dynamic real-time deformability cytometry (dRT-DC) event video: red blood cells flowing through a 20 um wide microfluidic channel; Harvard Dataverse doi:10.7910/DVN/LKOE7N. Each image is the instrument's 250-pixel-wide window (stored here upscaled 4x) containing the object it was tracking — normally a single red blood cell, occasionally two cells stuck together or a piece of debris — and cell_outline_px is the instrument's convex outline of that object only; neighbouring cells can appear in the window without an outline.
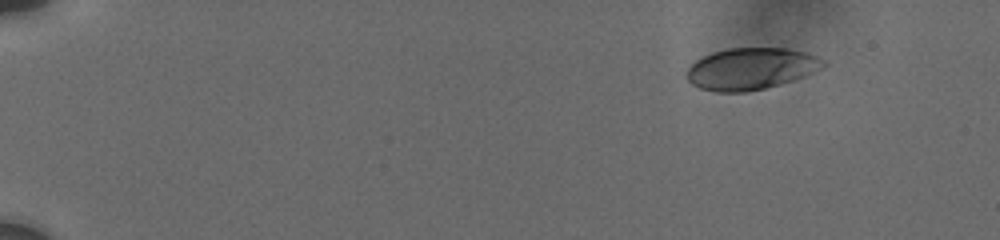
{"species": "human", "species_latin": "Homo sapiens", "temperature_condition": "cold", "stored_images_in_passage": 13, "camera_frame_rate_fps": 3000, "um_per_image_px": 0.085, "donor": {"sex": "male"}, "frame": {"image": 1, "passage_image": 1, "time_ms": 0.0, "image_size_px": [1000, 240], "cell_outline_px": [[828, 64], [804, 76], [780, 84], [764, 88], [744, 92], [716, 92], [700, 88], [692, 84], [684, 76], [688, 68], [696, 60], [712, 52], [728, 48], [788, 48], [804, 52], [816, 56], [824, 60]], "centroid_in_image_um": [63.8, 5.84], "position_along_channel_um": 21.2, "area_um2": 33.12}}